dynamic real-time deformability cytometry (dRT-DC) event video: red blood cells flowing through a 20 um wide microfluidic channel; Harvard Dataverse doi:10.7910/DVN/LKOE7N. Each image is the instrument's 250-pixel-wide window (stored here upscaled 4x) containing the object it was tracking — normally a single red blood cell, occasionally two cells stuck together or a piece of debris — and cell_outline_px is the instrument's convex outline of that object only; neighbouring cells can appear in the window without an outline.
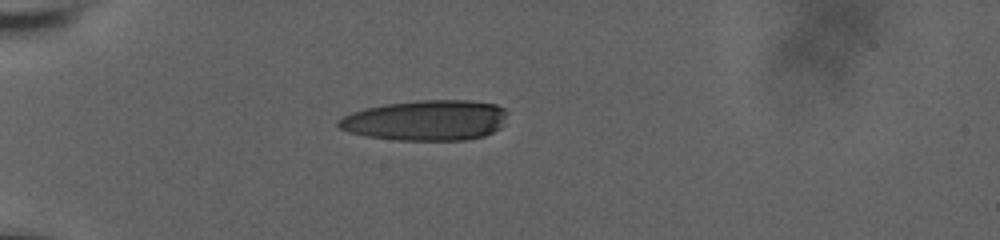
{"species": "human", "species_latin": "Homo sapiens", "temperature_condition": "room temperature", "stored_images_in_passage": 9, "camera_frame_rate_fps": 3000, "um_per_image_px": 0.085, "donor": {"sex": "male"}, "frame": {"image": 1, "passage_image": 1, "time_ms": 0.0, "image_size_px": [1000, 240], "cell_outline_px": [[508, 112], [500, 128], [484, 136], [464, 140], [396, 140], [368, 136], [348, 132], [340, 128], [336, 124], [336, 120], [352, 112], [364, 108], [384, 104], [416, 100], [468, 100], [496, 104], [504, 108]], "centroid_in_image_um": [36.2, 10.22], "position_along_channel_um": 48.8, "area_um2": 40.0}}
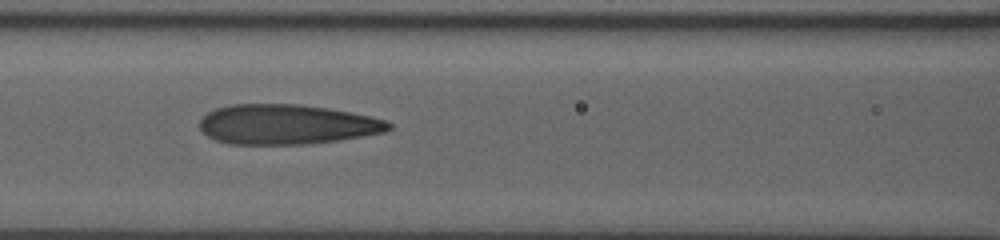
{"frame": {"image": 2, "passage_image": 6, "time_ms": 3.333, "image_size_px": [1000, 240], "cell_outline_px": [[392, 128], [384, 132], [336, 140], [308, 144], [228, 144], [216, 140], [208, 136], [200, 128], [200, 120], [208, 112], [216, 108], [232, 104], [300, 104], [328, 108], [372, 116], [388, 120], [392, 124]], "centroid_in_image_um": [24.39, 10.57], "position_along_channel_um": 142.2, "area_um2": 43.93}}
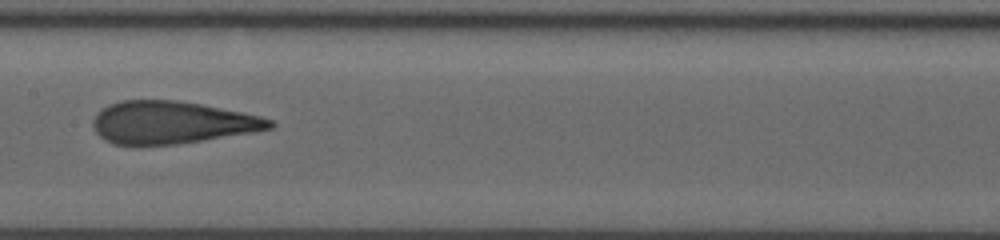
{"frame": {"image": 3, "passage_image": 8, "time_ms": 4.667, "image_size_px": [1000, 240], "cell_outline_px": [[276, 124], [272, 128], [252, 132], [204, 140], [176, 144], [112, 144], [104, 140], [96, 132], [92, 124], [92, 120], [96, 112], [108, 104], [120, 100], [176, 100], [204, 104], [260, 116], [272, 120]], "centroid_in_image_um": [14.57, 10.39], "position_along_channel_um": 192.8, "area_um2": 43.75}}